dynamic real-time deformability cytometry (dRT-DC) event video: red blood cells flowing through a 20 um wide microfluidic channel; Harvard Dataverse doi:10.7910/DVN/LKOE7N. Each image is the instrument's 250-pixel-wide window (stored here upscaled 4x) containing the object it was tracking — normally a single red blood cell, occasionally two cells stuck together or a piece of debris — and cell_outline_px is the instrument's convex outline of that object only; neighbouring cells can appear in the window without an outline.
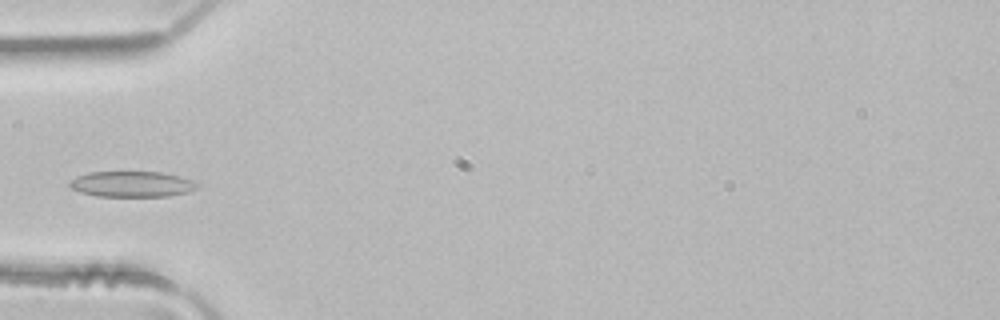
{"species": "common noctule bat (a hibernating species)", "species_latin": "Nyctalus noctula", "temperature_condition": "room temperature", "stored_images_in_passage": 2, "camera_frame_rate_fps": 3000, "um_per_image_px": 0.085, "animal": {"sex": "male", "body_mass_g": 21.5, "forearm_length_mm": 52.0}, "frame": {"image": 1, "passage_image": 2, "time_ms": 0.333, "image_size_px": [1000, 320], "cell_outline_px": [[200, 184], [196, 188], [188, 192], [168, 196], [96, 196], [80, 192], [72, 188], [68, 184], [76, 176], [88, 172], [160, 172], [180, 176], [192, 180]], "centroid_in_image_um": [11.22, 15.65], "position_along_channel_um": 73.8, "area_um2": 19.07}}